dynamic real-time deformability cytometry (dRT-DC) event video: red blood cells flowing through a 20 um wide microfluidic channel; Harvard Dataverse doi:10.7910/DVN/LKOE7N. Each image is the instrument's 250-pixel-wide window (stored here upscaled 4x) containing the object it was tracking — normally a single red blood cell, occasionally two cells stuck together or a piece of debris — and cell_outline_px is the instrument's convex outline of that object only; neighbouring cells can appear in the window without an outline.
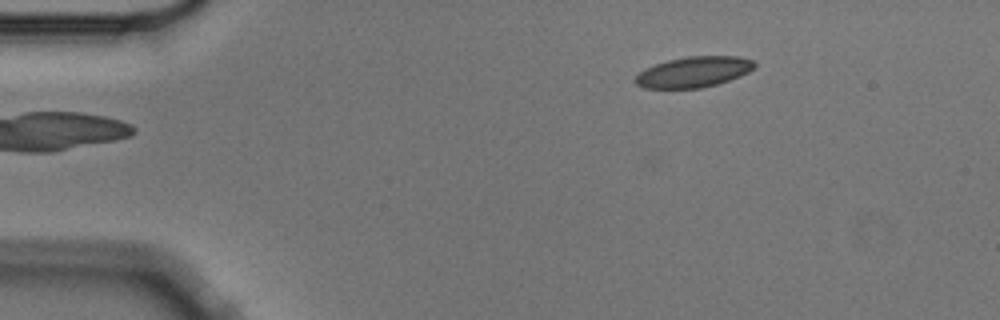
{"species": "Egyptian fruit bat (a non-hibernating species)", "species_latin": "Rousettus aegyptiacus", "temperature_condition": "cold", "stored_images_in_passage": 3, "camera_frame_rate_fps": 3000, "um_per_image_px": 0.085, "animal": {"sex": "male"}, "frame": {"image": 1, "passage_image": 1, "time_ms": 0.0, "image_size_px": [1000, 320], "cell_outline_px": [[756, 64], [748, 72], [740, 76], [716, 84], [700, 88], [644, 88], [636, 84], [632, 80], [644, 68], [668, 60], [688, 56], [736, 56], [752, 60]], "centroid_in_image_um": [58.92, 6.12], "position_along_channel_um": 26.1, "area_um2": 21.15}}